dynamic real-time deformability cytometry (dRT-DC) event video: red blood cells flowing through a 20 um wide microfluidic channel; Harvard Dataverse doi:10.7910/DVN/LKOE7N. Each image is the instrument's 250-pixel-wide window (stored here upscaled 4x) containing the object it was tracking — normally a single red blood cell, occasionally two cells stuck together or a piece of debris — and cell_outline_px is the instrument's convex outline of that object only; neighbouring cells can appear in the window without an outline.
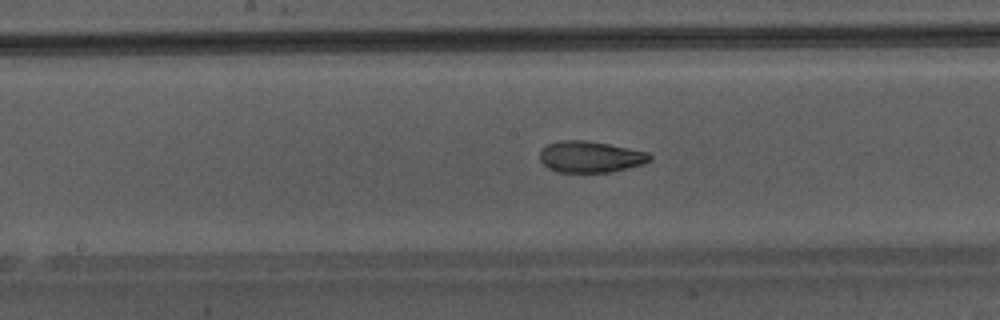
{"species": "Egyptian fruit bat (a non-hibernating species)", "species_latin": "Rousettus aegyptiacus", "temperature_condition": "warm", "stored_images_in_passage": 43, "camera_frame_rate_fps": 3000, "um_per_image_px": 0.085, "animal": {"sex": "male"}, "frame": {"image": 1, "passage_image": 24, "time_ms": 7.667, "image_size_px": [1000, 320], "cell_outline_px": [[652, 160], [644, 164], [608, 172], [556, 172], [548, 168], [540, 160], [540, 152], [548, 144], [564, 140], [584, 140], [608, 144], [648, 152], [652, 156]], "centroid_in_image_um": [50.2, 13.33], "position_along_channel_um": 198.0, "area_um2": 19.94}}